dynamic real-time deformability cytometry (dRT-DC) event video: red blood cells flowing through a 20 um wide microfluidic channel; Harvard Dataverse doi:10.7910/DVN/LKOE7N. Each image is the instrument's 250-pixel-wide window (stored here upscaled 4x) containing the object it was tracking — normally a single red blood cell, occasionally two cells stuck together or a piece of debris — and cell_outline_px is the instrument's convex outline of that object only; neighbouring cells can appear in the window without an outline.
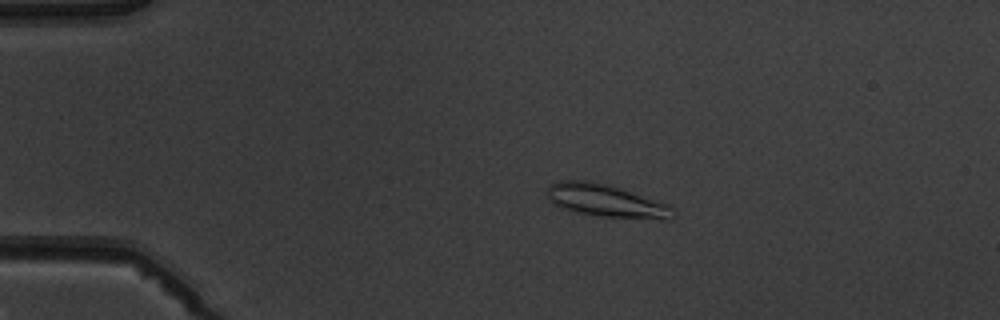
{"species": "common noctule bat (a hibernating species)", "species_latin": "Nyctalus noctula", "temperature_condition": "warm", "stored_images_in_passage": 5, "camera_frame_rate_fps": 3000, "um_per_image_px": 0.085, "animal": {"sex": "male", "body_mass_g": 19.5, "forearm_length_mm": 54.6}, "frame": {"image": 1, "passage_image": 3, "time_ms": 2.333, "image_size_px": [1000, 320], "cell_outline_px": [[676, 212], [672, 220], [660, 220], [600, 216], [576, 212], [560, 208], [552, 204], [548, 200], [548, 184], [556, 180], [588, 180], [612, 184], [668, 204]], "centroid_in_image_um": [51.53, 17.05], "position_along_channel_um": 33.5, "area_um2": 24.74}}